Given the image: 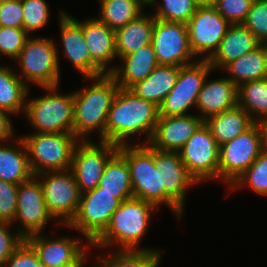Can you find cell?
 Instances as JSON below:
<instances>
[{
    "instance_id": "29",
    "label": "cell",
    "mask_w": 267,
    "mask_h": 267,
    "mask_svg": "<svg viewBox=\"0 0 267 267\" xmlns=\"http://www.w3.org/2000/svg\"><path fill=\"white\" fill-rule=\"evenodd\" d=\"M204 123L210 129L218 146H221L245 132L255 122L244 109L236 106L207 118Z\"/></svg>"
},
{
    "instance_id": "43",
    "label": "cell",
    "mask_w": 267,
    "mask_h": 267,
    "mask_svg": "<svg viewBox=\"0 0 267 267\" xmlns=\"http://www.w3.org/2000/svg\"><path fill=\"white\" fill-rule=\"evenodd\" d=\"M3 267H44L34 248L24 240L15 252L5 261Z\"/></svg>"
},
{
    "instance_id": "34",
    "label": "cell",
    "mask_w": 267,
    "mask_h": 267,
    "mask_svg": "<svg viewBox=\"0 0 267 267\" xmlns=\"http://www.w3.org/2000/svg\"><path fill=\"white\" fill-rule=\"evenodd\" d=\"M106 258H97L98 267H159L161 250H115Z\"/></svg>"
},
{
    "instance_id": "46",
    "label": "cell",
    "mask_w": 267,
    "mask_h": 267,
    "mask_svg": "<svg viewBox=\"0 0 267 267\" xmlns=\"http://www.w3.org/2000/svg\"><path fill=\"white\" fill-rule=\"evenodd\" d=\"M90 249L88 248V250H86L76 261L71 262V263H67L64 265H60V266H56V267H83V265L85 264V259H87V251H89Z\"/></svg>"
},
{
    "instance_id": "24",
    "label": "cell",
    "mask_w": 267,
    "mask_h": 267,
    "mask_svg": "<svg viewBox=\"0 0 267 267\" xmlns=\"http://www.w3.org/2000/svg\"><path fill=\"white\" fill-rule=\"evenodd\" d=\"M260 44V41L242 24L230 25L208 62L213 70L223 69L228 63L253 51Z\"/></svg>"
},
{
    "instance_id": "30",
    "label": "cell",
    "mask_w": 267,
    "mask_h": 267,
    "mask_svg": "<svg viewBox=\"0 0 267 267\" xmlns=\"http://www.w3.org/2000/svg\"><path fill=\"white\" fill-rule=\"evenodd\" d=\"M98 186L120 202L134 197L128 163L118 151L106 163Z\"/></svg>"
},
{
    "instance_id": "47",
    "label": "cell",
    "mask_w": 267,
    "mask_h": 267,
    "mask_svg": "<svg viewBox=\"0 0 267 267\" xmlns=\"http://www.w3.org/2000/svg\"><path fill=\"white\" fill-rule=\"evenodd\" d=\"M197 6L213 5L214 0H193Z\"/></svg>"
},
{
    "instance_id": "20",
    "label": "cell",
    "mask_w": 267,
    "mask_h": 267,
    "mask_svg": "<svg viewBox=\"0 0 267 267\" xmlns=\"http://www.w3.org/2000/svg\"><path fill=\"white\" fill-rule=\"evenodd\" d=\"M26 241L34 248L44 267L74 262L91 247L88 241L86 245H82L79 239L67 236L51 239L43 234H36L28 237Z\"/></svg>"
},
{
    "instance_id": "40",
    "label": "cell",
    "mask_w": 267,
    "mask_h": 267,
    "mask_svg": "<svg viewBox=\"0 0 267 267\" xmlns=\"http://www.w3.org/2000/svg\"><path fill=\"white\" fill-rule=\"evenodd\" d=\"M254 0H214L213 6L231 25L242 24Z\"/></svg>"
},
{
    "instance_id": "41",
    "label": "cell",
    "mask_w": 267,
    "mask_h": 267,
    "mask_svg": "<svg viewBox=\"0 0 267 267\" xmlns=\"http://www.w3.org/2000/svg\"><path fill=\"white\" fill-rule=\"evenodd\" d=\"M19 185L0 179V222L12 223L16 215Z\"/></svg>"
},
{
    "instance_id": "19",
    "label": "cell",
    "mask_w": 267,
    "mask_h": 267,
    "mask_svg": "<svg viewBox=\"0 0 267 267\" xmlns=\"http://www.w3.org/2000/svg\"><path fill=\"white\" fill-rule=\"evenodd\" d=\"M203 123L197 114L192 113L183 116H159L148 144L159 151L179 152Z\"/></svg>"
},
{
    "instance_id": "7",
    "label": "cell",
    "mask_w": 267,
    "mask_h": 267,
    "mask_svg": "<svg viewBox=\"0 0 267 267\" xmlns=\"http://www.w3.org/2000/svg\"><path fill=\"white\" fill-rule=\"evenodd\" d=\"M118 152L126 159L134 198L162 205L161 173L154 165V148L149 144L119 145Z\"/></svg>"
},
{
    "instance_id": "23",
    "label": "cell",
    "mask_w": 267,
    "mask_h": 267,
    "mask_svg": "<svg viewBox=\"0 0 267 267\" xmlns=\"http://www.w3.org/2000/svg\"><path fill=\"white\" fill-rule=\"evenodd\" d=\"M120 66L113 67L110 73L117 84L124 89H130L137 82L146 79L159 65L152 44L145 45L133 53L119 58Z\"/></svg>"
},
{
    "instance_id": "2",
    "label": "cell",
    "mask_w": 267,
    "mask_h": 267,
    "mask_svg": "<svg viewBox=\"0 0 267 267\" xmlns=\"http://www.w3.org/2000/svg\"><path fill=\"white\" fill-rule=\"evenodd\" d=\"M86 79L93 84L73 91V134L87 140L90 132L98 131L99 140L104 141L108 113L120 86L110 73Z\"/></svg>"
},
{
    "instance_id": "10",
    "label": "cell",
    "mask_w": 267,
    "mask_h": 267,
    "mask_svg": "<svg viewBox=\"0 0 267 267\" xmlns=\"http://www.w3.org/2000/svg\"><path fill=\"white\" fill-rule=\"evenodd\" d=\"M41 183L45 204L57 225L67 226L75 217L80 191L71 170L35 175Z\"/></svg>"
},
{
    "instance_id": "45",
    "label": "cell",
    "mask_w": 267,
    "mask_h": 267,
    "mask_svg": "<svg viewBox=\"0 0 267 267\" xmlns=\"http://www.w3.org/2000/svg\"><path fill=\"white\" fill-rule=\"evenodd\" d=\"M10 113L0 110V143L12 140L14 138V128L12 120L9 118Z\"/></svg>"
},
{
    "instance_id": "48",
    "label": "cell",
    "mask_w": 267,
    "mask_h": 267,
    "mask_svg": "<svg viewBox=\"0 0 267 267\" xmlns=\"http://www.w3.org/2000/svg\"><path fill=\"white\" fill-rule=\"evenodd\" d=\"M263 150L267 152V128H264V144H263Z\"/></svg>"
},
{
    "instance_id": "3",
    "label": "cell",
    "mask_w": 267,
    "mask_h": 267,
    "mask_svg": "<svg viewBox=\"0 0 267 267\" xmlns=\"http://www.w3.org/2000/svg\"><path fill=\"white\" fill-rule=\"evenodd\" d=\"M157 207L142 199L131 198L122 201L112 214L104 232L91 244L92 247L108 248L119 245L118 250H155L138 248Z\"/></svg>"
},
{
    "instance_id": "33",
    "label": "cell",
    "mask_w": 267,
    "mask_h": 267,
    "mask_svg": "<svg viewBox=\"0 0 267 267\" xmlns=\"http://www.w3.org/2000/svg\"><path fill=\"white\" fill-rule=\"evenodd\" d=\"M238 106L255 123L267 120V78L249 81L238 87Z\"/></svg>"
},
{
    "instance_id": "5",
    "label": "cell",
    "mask_w": 267,
    "mask_h": 267,
    "mask_svg": "<svg viewBox=\"0 0 267 267\" xmlns=\"http://www.w3.org/2000/svg\"><path fill=\"white\" fill-rule=\"evenodd\" d=\"M58 88L44 87L46 95L27 99L24 115L35 133H73V92L59 94Z\"/></svg>"
},
{
    "instance_id": "39",
    "label": "cell",
    "mask_w": 267,
    "mask_h": 267,
    "mask_svg": "<svg viewBox=\"0 0 267 267\" xmlns=\"http://www.w3.org/2000/svg\"><path fill=\"white\" fill-rule=\"evenodd\" d=\"M29 37L23 28L0 26V56L2 54L15 60Z\"/></svg>"
},
{
    "instance_id": "36",
    "label": "cell",
    "mask_w": 267,
    "mask_h": 267,
    "mask_svg": "<svg viewBox=\"0 0 267 267\" xmlns=\"http://www.w3.org/2000/svg\"><path fill=\"white\" fill-rule=\"evenodd\" d=\"M249 186L258 195L267 196V152L263 150L250 167L230 186L239 189Z\"/></svg>"
},
{
    "instance_id": "49",
    "label": "cell",
    "mask_w": 267,
    "mask_h": 267,
    "mask_svg": "<svg viewBox=\"0 0 267 267\" xmlns=\"http://www.w3.org/2000/svg\"><path fill=\"white\" fill-rule=\"evenodd\" d=\"M146 6H148L153 0H141Z\"/></svg>"
},
{
    "instance_id": "37",
    "label": "cell",
    "mask_w": 267,
    "mask_h": 267,
    "mask_svg": "<svg viewBox=\"0 0 267 267\" xmlns=\"http://www.w3.org/2000/svg\"><path fill=\"white\" fill-rule=\"evenodd\" d=\"M23 29L30 35L43 28L49 21V5L46 0H22Z\"/></svg>"
},
{
    "instance_id": "27",
    "label": "cell",
    "mask_w": 267,
    "mask_h": 267,
    "mask_svg": "<svg viewBox=\"0 0 267 267\" xmlns=\"http://www.w3.org/2000/svg\"><path fill=\"white\" fill-rule=\"evenodd\" d=\"M155 18L152 14H141L137 19L115 31L116 54L123 57L151 44Z\"/></svg>"
},
{
    "instance_id": "44",
    "label": "cell",
    "mask_w": 267,
    "mask_h": 267,
    "mask_svg": "<svg viewBox=\"0 0 267 267\" xmlns=\"http://www.w3.org/2000/svg\"><path fill=\"white\" fill-rule=\"evenodd\" d=\"M22 0L0 3V26L23 28Z\"/></svg>"
},
{
    "instance_id": "22",
    "label": "cell",
    "mask_w": 267,
    "mask_h": 267,
    "mask_svg": "<svg viewBox=\"0 0 267 267\" xmlns=\"http://www.w3.org/2000/svg\"><path fill=\"white\" fill-rule=\"evenodd\" d=\"M238 106V87L226 77L205 79L199 92L196 108L197 114L203 121Z\"/></svg>"
},
{
    "instance_id": "4",
    "label": "cell",
    "mask_w": 267,
    "mask_h": 267,
    "mask_svg": "<svg viewBox=\"0 0 267 267\" xmlns=\"http://www.w3.org/2000/svg\"><path fill=\"white\" fill-rule=\"evenodd\" d=\"M34 175L71 169L75 146L73 133H32L21 137Z\"/></svg>"
},
{
    "instance_id": "18",
    "label": "cell",
    "mask_w": 267,
    "mask_h": 267,
    "mask_svg": "<svg viewBox=\"0 0 267 267\" xmlns=\"http://www.w3.org/2000/svg\"><path fill=\"white\" fill-rule=\"evenodd\" d=\"M60 35L65 57L86 77H95L104 73L91 61L89 49L82 33L81 21L63 10L59 12Z\"/></svg>"
},
{
    "instance_id": "15",
    "label": "cell",
    "mask_w": 267,
    "mask_h": 267,
    "mask_svg": "<svg viewBox=\"0 0 267 267\" xmlns=\"http://www.w3.org/2000/svg\"><path fill=\"white\" fill-rule=\"evenodd\" d=\"M231 24L213 5L197 6L194 15L186 23L189 46L194 56L208 60L218 49Z\"/></svg>"
},
{
    "instance_id": "51",
    "label": "cell",
    "mask_w": 267,
    "mask_h": 267,
    "mask_svg": "<svg viewBox=\"0 0 267 267\" xmlns=\"http://www.w3.org/2000/svg\"><path fill=\"white\" fill-rule=\"evenodd\" d=\"M264 128H267V120L263 123Z\"/></svg>"
},
{
    "instance_id": "14",
    "label": "cell",
    "mask_w": 267,
    "mask_h": 267,
    "mask_svg": "<svg viewBox=\"0 0 267 267\" xmlns=\"http://www.w3.org/2000/svg\"><path fill=\"white\" fill-rule=\"evenodd\" d=\"M118 151V145L99 140H80L75 146L71 171L80 193L95 189L108 160Z\"/></svg>"
},
{
    "instance_id": "31",
    "label": "cell",
    "mask_w": 267,
    "mask_h": 267,
    "mask_svg": "<svg viewBox=\"0 0 267 267\" xmlns=\"http://www.w3.org/2000/svg\"><path fill=\"white\" fill-rule=\"evenodd\" d=\"M29 86L18 73L6 65H0V110L12 114L25 112Z\"/></svg>"
},
{
    "instance_id": "42",
    "label": "cell",
    "mask_w": 267,
    "mask_h": 267,
    "mask_svg": "<svg viewBox=\"0 0 267 267\" xmlns=\"http://www.w3.org/2000/svg\"><path fill=\"white\" fill-rule=\"evenodd\" d=\"M12 225V223L0 222V267H3L5 261L25 240L17 230L15 233L9 231Z\"/></svg>"
},
{
    "instance_id": "28",
    "label": "cell",
    "mask_w": 267,
    "mask_h": 267,
    "mask_svg": "<svg viewBox=\"0 0 267 267\" xmlns=\"http://www.w3.org/2000/svg\"><path fill=\"white\" fill-rule=\"evenodd\" d=\"M223 70L237 87L241 84L267 78V44L261 43L253 51L228 63Z\"/></svg>"
},
{
    "instance_id": "32",
    "label": "cell",
    "mask_w": 267,
    "mask_h": 267,
    "mask_svg": "<svg viewBox=\"0 0 267 267\" xmlns=\"http://www.w3.org/2000/svg\"><path fill=\"white\" fill-rule=\"evenodd\" d=\"M100 16L97 17L111 30L116 31L143 14L146 6L141 0H99Z\"/></svg>"
},
{
    "instance_id": "17",
    "label": "cell",
    "mask_w": 267,
    "mask_h": 267,
    "mask_svg": "<svg viewBox=\"0 0 267 267\" xmlns=\"http://www.w3.org/2000/svg\"><path fill=\"white\" fill-rule=\"evenodd\" d=\"M56 220L49 213L45 204L43 189L38 178L34 175L22 182L18 187L17 209L14 223L22 225L19 234L26 240L36 234H42L50 220Z\"/></svg>"
},
{
    "instance_id": "6",
    "label": "cell",
    "mask_w": 267,
    "mask_h": 267,
    "mask_svg": "<svg viewBox=\"0 0 267 267\" xmlns=\"http://www.w3.org/2000/svg\"><path fill=\"white\" fill-rule=\"evenodd\" d=\"M55 40L30 36L15 61L20 69L19 78L42 87L59 86L60 60ZM25 79V80H24Z\"/></svg>"
},
{
    "instance_id": "35",
    "label": "cell",
    "mask_w": 267,
    "mask_h": 267,
    "mask_svg": "<svg viewBox=\"0 0 267 267\" xmlns=\"http://www.w3.org/2000/svg\"><path fill=\"white\" fill-rule=\"evenodd\" d=\"M160 2L153 0L148 6L155 5L156 10L152 14L154 18L169 22L186 24L197 8V4L193 0H160Z\"/></svg>"
},
{
    "instance_id": "1",
    "label": "cell",
    "mask_w": 267,
    "mask_h": 267,
    "mask_svg": "<svg viewBox=\"0 0 267 267\" xmlns=\"http://www.w3.org/2000/svg\"><path fill=\"white\" fill-rule=\"evenodd\" d=\"M159 118V107L140 98L130 89L119 88L108 113L104 129V141L116 145H127L136 134L146 135L148 144ZM128 139V140H127Z\"/></svg>"
},
{
    "instance_id": "38",
    "label": "cell",
    "mask_w": 267,
    "mask_h": 267,
    "mask_svg": "<svg viewBox=\"0 0 267 267\" xmlns=\"http://www.w3.org/2000/svg\"><path fill=\"white\" fill-rule=\"evenodd\" d=\"M259 41L267 44V0H254L242 23Z\"/></svg>"
},
{
    "instance_id": "12",
    "label": "cell",
    "mask_w": 267,
    "mask_h": 267,
    "mask_svg": "<svg viewBox=\"0 0 267 267\" xmlns=\"http://www.w3.org/2000/svg\"><path fill=\"white\" fill-rule=\"evenodd\" d=\"M189 174L199 184L219 179V146L203 123L178 152Z\"/></svg>"
},
{
    "instance_id": "8",
    "label": "cell",
    "mask_w": 267,
    "mask_h": 267,
    "mask_svg": "<svg viewBox=\"0 0 267 267\" xmlns=\"http://www.w3.org/2000/svg\"><path fill=\"white\" fill-rule=\"evenodd\" d=\"M264 125L254 123L249 129L219 146V179L228 188L263 151Z\"/></svg>"
},
{
    "instance_id": "9",
    "label": "cell",
    "mask_w": 267,
    "mask_h": 267,
    "mask_svg": "<svg viewBox=\"0 0 267 267\" xmlns=\"http://www.w3.org/2000/svg\"><path fill=\"white\" fill-rule=\"evenodd\" d=\"M120 203L113 194L102 191L99 186L83 192L77 213L67 226L82 233L92 244L104 232Z\"/></svg>"
},
{
    "instance_id": "16",
    "label": "cell",
    "mask_w": 267,
    "mask_h": 267,
    "mask_svg": "<svg viewBox=\"0 0 267 267\" xmlns=\"http://www.w3.org/2000/svg\"><path fill=\"white\" fill-rule=\"evenodd\" d=\"M151 44L159 65L181 67L195 62L193 58H196L189 46L185 23L155 18Z\"/></svg>"
},
{
    "instance_id": "21",
    "label": "cell",
    "mask_w": 267,
    "mask_h": 267,
    "mask_svg": "<svg viewBox=\"0 0 267 267\" xmlns=\"http://www.w3.org/2000/svg\"><path fill=\"white\" fill-rule=\"evenodd\" d=\"M82 33L89 49L91 61L104 73L113 71L111 62L117 59L115 31L98 18L81 21Z\"/></svg>"
},
{
    "instance_id": "25",
    "label": "cell",
    "mask_w": 267,
    "mask_h": 267,
    "mask_svg": "<svg viewBox=\"0 0 267 267\" xmlns=\"http://www.w3.org/2000/svg\"><path fill=\"white\" fill-rule=\"evenodd\" d=\"M15 140L16 145L0 143V179L19 185L34 174L22 138Z\"/></svg>"
},
{
    "instance_id": "50",
    "label": "cell",
    "mask_w": 267,
    "mask_h": 267,
    "mask_svg": "<svg viewBox=\"0 0 267 267\" xmlns=\"http://www.w3.org/2000/svg\"><path fill=\"white\" fill-rule=\"evenodd\" d=\"M12 1H16V0H0V3H4V2H12Z\"/></svg>"
},
{
    "instance_id": "13",
    "label": "cell",
    "mask_w": 267,
    "mask_h": 267,
    "mask_svg": "<svg viewBox=\"0 0 267 267\" xmlns=\"http://www.w3.org/2000/svg\"><path fill=\"white\" fill-rule=\"evenodd\" d=\"M154 165L162 178V203L166 204L180 219L184 212L189 187L198 184L189 174L178 152L154 149Z\"/></svg>"
},
{
    "instance_id": "26",
    "label": "cell",
    "mask_w": 267,
    "mask_h": 267,
    "mask_svg": "<svg viewBox=\"0 0 267 267\" xmlns=\"http://www.w3.org/2000/svg\"><path fill=\"white\" fill-rule=\"evenodd\" d=\"M179 71L180 66L158 65L146 79L137 82L130 90L159 107L176 84Z\"/></svg>"
},
{
    "instance_id": "11",
    "label": "cell",
    "mask_w": 267,
    "mask_h": 267,
    "mask_svg": "<svg viewBox=\"0 0 267 267\" xmlns=\"http://www.w3.org/2000/svg\"><path fill=\"white\" fill-rule=\"evenodd\" d=\"M212 71L208 60L203 59L181 66L176 84L159 106V116L188 115L187 110L196 108L199 92Z\"/></svg>"
}]
</instances>
